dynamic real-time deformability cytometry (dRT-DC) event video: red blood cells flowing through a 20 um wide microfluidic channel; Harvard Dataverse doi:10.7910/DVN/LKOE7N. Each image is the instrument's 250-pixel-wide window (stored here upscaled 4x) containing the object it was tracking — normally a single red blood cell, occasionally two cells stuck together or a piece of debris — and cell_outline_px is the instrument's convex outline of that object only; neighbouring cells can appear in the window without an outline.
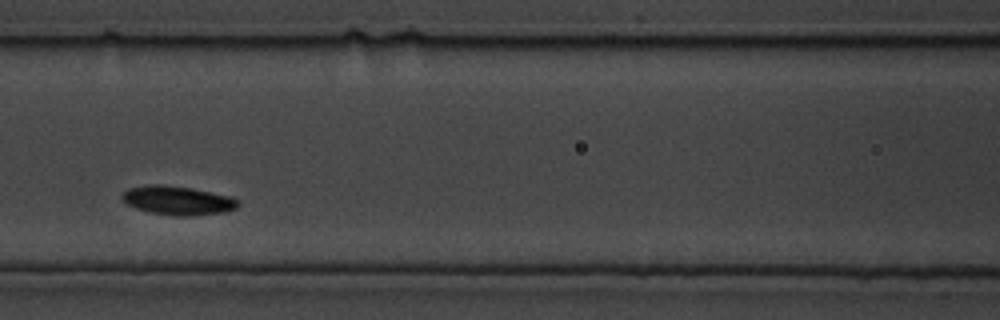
{"species": "common noctule bat (a hibernating species)", "species_latin": "Nyctalus noctula", "temperature_condition": "cold", "stored_images_in_passage": 7, "camera_frame_rate_fps": 3000, "um_per_image_px": 0.085, "animal": {"sex": "male", "body_mass_g": 19.5, "forearm_length_mm": 54.6}, "frame": {"image": 1, "passage_image": 4, "time_ms": 1.0, "image_size_px": [1000, 320], "cell_outline_px": [[240, 204], [236, 208], [224, 212], [188, 216], [176, 216], [148, 212], [124, 204], [120, 196], [128, 188], [152, 184], [160, 184], [192, 188], [232, 196], [240, 200]], "centroid_in_image_um": [15.1, 17.04], "position_along_channel_um": 151.5, "area_um2": 19.77}}
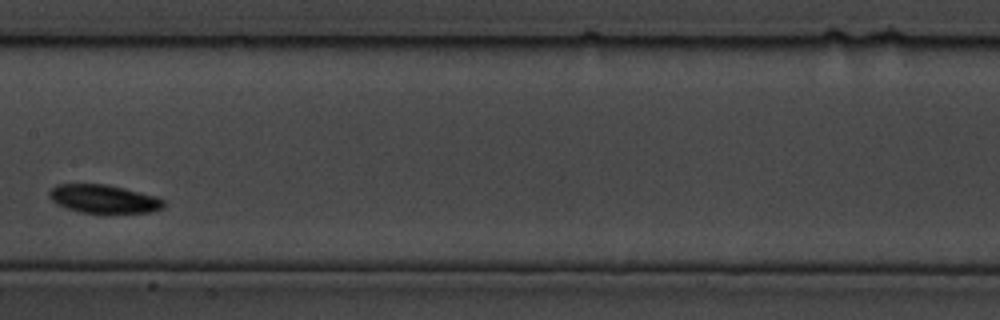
{"frame": {"image": 2, "passage_image": 6, "time_ms": 1.667, "image_size_px": [1000, 320], "cell_outline_px": [[168, 204], [164, 208], [152, 212], [108, 216], [80, 212], [56, 204], [48, 196], [48, 192], [56, 184], [104, 184], [156, 196], [164, 200]], "centroid_in_image_um": [8.87, 16.97], "position_along_channel_um": 198.5, "area_um2": 19.77}}